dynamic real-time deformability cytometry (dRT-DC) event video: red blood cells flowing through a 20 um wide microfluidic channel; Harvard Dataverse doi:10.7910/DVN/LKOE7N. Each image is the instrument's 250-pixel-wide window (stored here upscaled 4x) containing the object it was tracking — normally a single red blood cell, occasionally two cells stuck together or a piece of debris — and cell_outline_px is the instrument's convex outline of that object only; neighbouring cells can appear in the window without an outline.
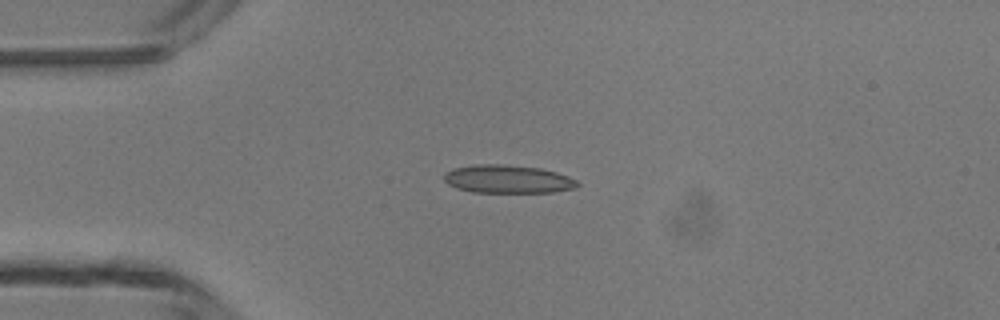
{"species": "common noctule bat (a hibernating species)", "species_latin": "Nyctalus noctula", "temperature_condition": "room temperature", "stored_images_in_passage": 3, "camera_frame_rate_fps": 3000, "um_per_image_px": 0.085, "animal": {"sex": "male", "body_mass_g": 13.3}, "frame": {"image": 1, "passage_image": 1, "time_ms": 0.0, "image_size_px": [1000, 320], "cell_outline_px": [[580, 184], [576, 188], [552, 192], [472, 192], [456, 188], [448, 184], [444, 180], [444, 172], [452, 168], [476, 164], [500, 164], [540, 168], [556, 172], [568, 176], [576, 180]], "centroid_in_image_um": [43.13, 15.22], "position_along_channel_um": 41.9, "area_um2": 21.96}}
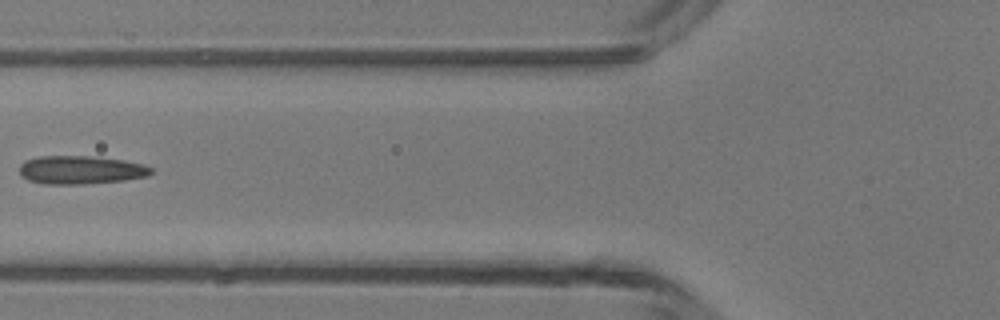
{"frame": {"image": 2, "passage_image": 3, "time_ms": 2.333, "image_size_px": [1000, 320], "cell_outline_px": [[152, 172], [148, 176], [124, 180], [84, 184], [44, 184], [28, 180], [20, 176], [20, 164], [24, 160], [40, 156], [88, 156], [124, 160], [144, 164], [152, 168]], "centroid_in_image_um": [6.84, 14.44], "position_along_channel_um": 119.0, "area_um2": 21.85}}